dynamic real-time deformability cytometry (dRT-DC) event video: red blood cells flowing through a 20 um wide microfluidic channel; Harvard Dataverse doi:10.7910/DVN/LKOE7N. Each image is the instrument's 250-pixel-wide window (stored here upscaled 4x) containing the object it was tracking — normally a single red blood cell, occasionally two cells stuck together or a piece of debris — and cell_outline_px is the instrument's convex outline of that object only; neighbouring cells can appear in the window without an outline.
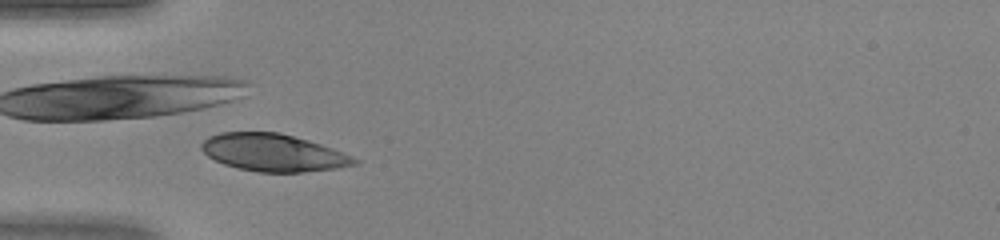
{"species": "human", "species_latin": "Homo sapiens", "temperature_condition": "warm", "stored_images_in_passage": 9, "camera_frame_rate_fps": 3000, "um_per_image_px": 0.085, "donor": {"sex": "female"}, "frame": {"image": 1, "passage_image": 1, "time_ms": 0.0, "image_size_px": [1000, 240], "cell_outline_px": [[360, 164], [336, 168], [304, 172], [260, 172], [240, 168], [224, 164], [208, 156], [200, 148], [200, 144], [208, 136], [220, 132], [280, 132], [308, 140], [332, 148], [352, 156], [360, 160]], "centroid_in_image_um": [23.24, 12.97], "position_along_channel_um": 61.8, "area_um2": 33.29}}
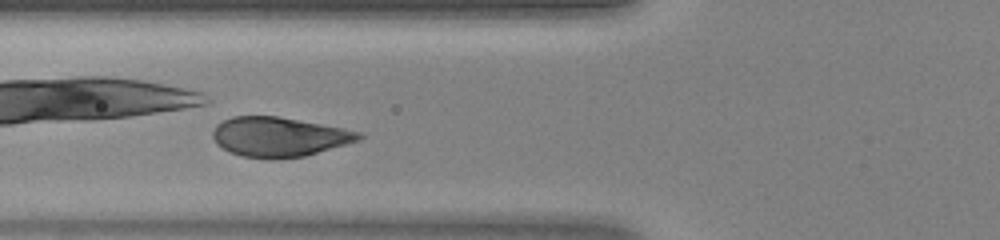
{"frame": {"image": 2, "passage_image": 4, "time_ms": 1.0, "image_size_px": [1000, 240], "cell_outline_px": [[364, 136], [360, 140], [304, 156], [240, 156], [228, 152], [216, 144], [212, 136], [212, 132], [216, 124], [232, 116], [276, 116], [364, 132]], "centroid_in_image_um": [23.7, 11.6], "position_along_channel_um": 102.1, "area_um2": 32.95}}